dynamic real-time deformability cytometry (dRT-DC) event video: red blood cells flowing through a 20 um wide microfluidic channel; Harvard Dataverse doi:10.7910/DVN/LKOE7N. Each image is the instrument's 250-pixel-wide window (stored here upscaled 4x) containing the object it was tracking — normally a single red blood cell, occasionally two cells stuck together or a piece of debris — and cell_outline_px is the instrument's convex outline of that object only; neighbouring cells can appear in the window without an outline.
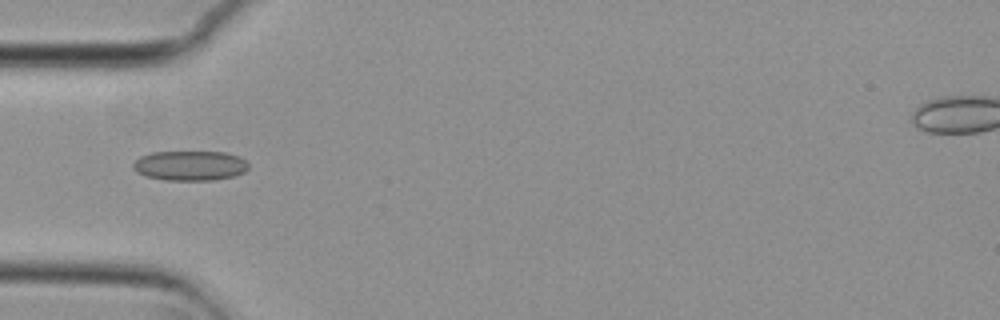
{"species": "common noctule bat (a hibernating species)", "species_latin": "Nyctalus noctula", "temperature_condition": "cold", "stored_images_in_passage": 47, "camera_frame_rate_fps": 3000, "um_per_image_px": 0.085, "animal": {"sex": "female", "body_mass_g": 29.2, "forearm_length_mm": 56.3}, "frame": {"image": 1, "passage_image": 10, "time_ms": 3.0, "image_size_px": [1000, 320], "cell_outline_px": [[248, 168], [244, 172], [232, 176], [212, 180], [164, 180], [144, 176], [136, 172], [132, 168], [132, 164], [140, 156], [152, 152], [224, 152], [240, 156], [248, 164]], "centroid_in_image_um": [16.11, 14.08], "position_along_channel_um": 68.9, "area_um2": 20.11}}
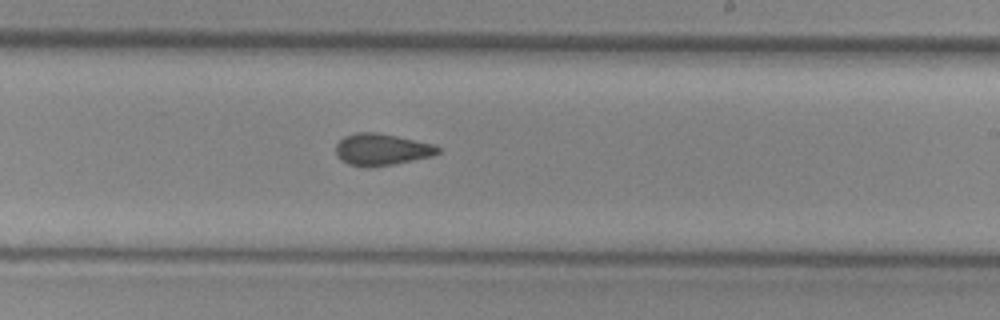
{"frame": {"image": 2, "passage_image": 25, "time_ms": 8.0, "image_size_px": [1000, 320], "cell_outline_px": [[440, 152], [432, 156], [392, 164], [368, 168], [348, 164], [340, 160], [336, 156], [336, 144], [344, 136], [356, 132], [376, 132], [436, 144], [440, 148]], "centroid_in_image_um": [32.42, 12.71], "position_along_channel_um": 256.6, "area_um2": 19.02}}
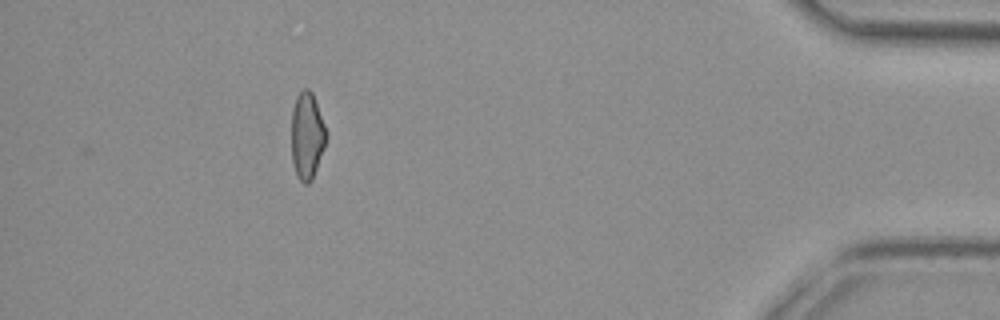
{"frame": {"image": 3, "passage_image": 42, "time_ms": 13.667, "image_size_px": [1000, 320], "cell_outline_px": [[328, 136], [324, 148], [312, 180], [308, 184], [304, 184], [296, 176], [292, 160], [292, 108], [296, 96], [304, 88], [308, 88], [312, 92], [328, 132]], "centroid_in_image_um": [26.11, 11.54], "position_along_channel_um": 409.1, "area_um2": 17.8}, "authors_computed_cell_mechanics": {"area_um2": 18.9584, "velocity_mm_per_s": 3.7448, "shape_relaxation_time_tau1_ms": null, "shape_relaxation_time_tau2_ms": 2.7346, "deformation_change_tau1": null, "deformation_change_tau2": 0.0853}}